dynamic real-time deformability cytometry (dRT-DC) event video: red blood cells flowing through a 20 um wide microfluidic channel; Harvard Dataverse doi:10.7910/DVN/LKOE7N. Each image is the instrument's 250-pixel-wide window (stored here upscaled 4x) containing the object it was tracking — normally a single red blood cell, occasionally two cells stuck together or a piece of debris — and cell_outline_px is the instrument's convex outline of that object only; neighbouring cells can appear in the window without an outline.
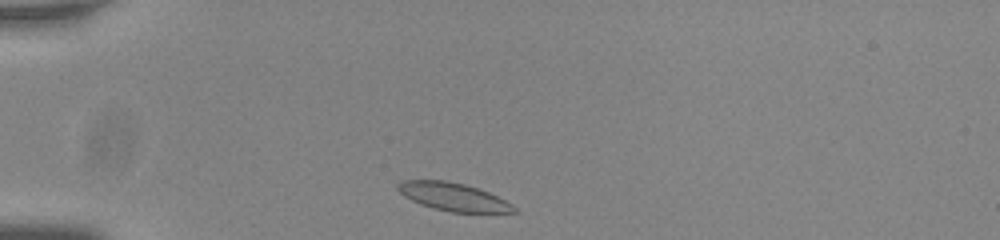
{"species": "common noctule bat (a hibernating species)", "species_latin": "Nyctalus noctula", "temperature_condition": "room temperature", "stored_images_in_passage": 35, "camera_frame_rate_fps": 3000, "um_per_image_px": 0.085, "animal": {"sex": "male", "body_mass_g": 20.0, "forearm_length_mm": 53.3}, "frame": {"image": 1, "passage_image": 1, "time_ms": 0.0, "image_size_px": [1000, 240], "cell_outline_px": [[520, 212], [452, 212], [432, 208], [420, 204], [404, 196], [396, 188], [396, 184], [400, 180], [444, 180], [464, 184], [488, 192], [512, 204]], "centroid_in_image_um": [38.49, 16.72], "position_along_channel_um": 46.5, "area_um2": 18.84}}
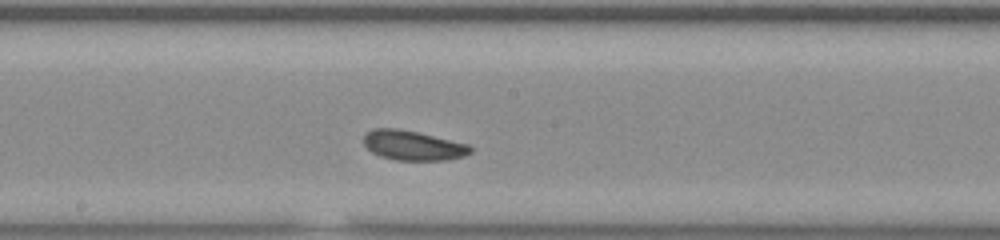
{"frame": {"image": 2, "passage_image": 17, "time_ms": 5.333, "image_size_px": [1000, 240], "cell_outline_px": [[472, 152], [464, 156], [448, 160], [396, 160], [380, 156], [372, 152], [364, 144], [364, 136], [372, 128], [396, 128], [416, 132], [468, 144], [472, 148]], "centroid_in_image_um": [35.1, 12.37], "position_along_channel_um": 213.1, "area_um2": 18.32}}
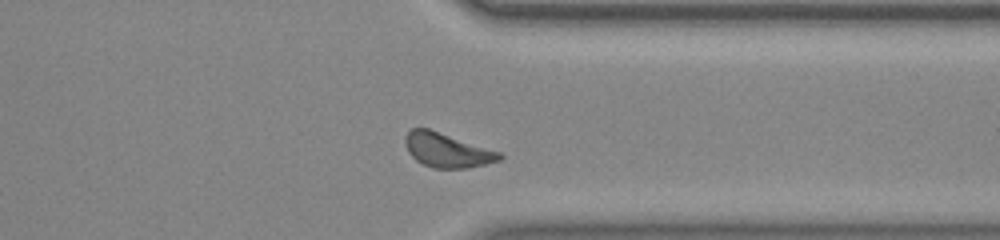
{"frame": {"image": 3, "passage_image": 30, "time_ms": 9.667, "image_size_px": [1000, 240], "cell_outline_px": [[504, 156], [500, 160], [468, 168], [432, 168], [416, 160], [408, 152], [404, 144], [404, 136], [412, 128], [428, 128], [500, 152]], "centroid_in_image_um": [37.97, 12.76], "position_along_channel_um": 373.4, "area_um2": 18.73}, "authors_computed_cell_mechanics": {"area_um2": 18.6694, "velocity_mm_per_s": 3.7034, "shape_relaxation_time_tau1_ms": 3.5442, "shape_relaxation_time_tau2_ms": 7.4132, "deformation_change_tau1": 0.0678, "deformation_change_tau2": 0.1253}}